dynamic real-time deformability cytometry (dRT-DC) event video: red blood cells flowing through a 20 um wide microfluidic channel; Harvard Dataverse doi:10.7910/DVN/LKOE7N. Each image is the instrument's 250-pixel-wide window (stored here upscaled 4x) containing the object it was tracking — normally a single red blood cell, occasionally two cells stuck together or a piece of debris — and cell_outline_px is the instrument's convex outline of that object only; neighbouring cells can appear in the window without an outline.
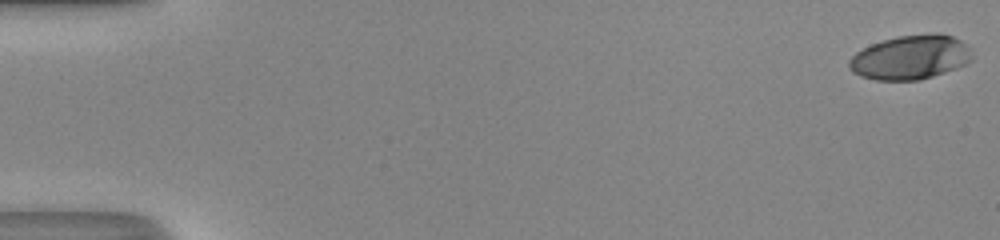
{"species": "human", "species_latin": "Homo sapiens", "temperature_condition": "room temperature", "stored_images_in_passage": 51, "camera_frame_rate_fps": 3000, "um_per_image_px": 0.085, "donor": {"sex": "male"}, "frame": {"image": 1, "passage_image": 1, "time_ms": 0.0, "image_size_px": [1000, 240], "cell_outline_px": [[972, 60], [956, 68], [920, 80], [876, 80], [860, 76], [852, 72], [848, 64], [848, 60], [856, 52], [872, 44], [896, 36], [932, 32], [940, 32], [952, 36], [968, 44]], "centroid_in_image_um": [77.39, 4.86], "position_along_channel_um": 7.6, "area_um2": 31.85}}
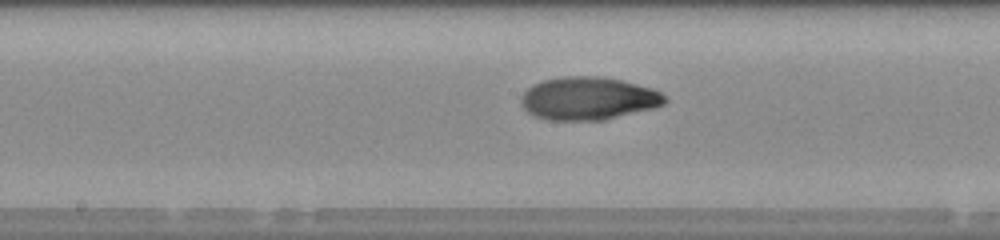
{"frame": {"image": 2, "passage_image": 28, "time_ms": 9.0, "image_size_px": [1000, 240], "cell_outline_px": [[668, 100], [664, 104], [656, 108], [604, 120], [548, 120], [536, 116], [528, 112], [524, 108], [520, 100], [520, 96], [532, 84], [544, 80], [564, 76], [596, 76], [620, 80], [652, 88], [660, 92]], "centroid_in_image_um": [50.01, 8.37], "position_along_channel_um": 198.2, "area_um2": 36.01}}
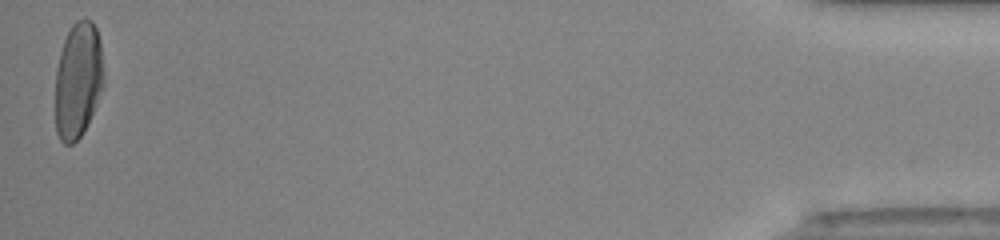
{"frame": {"image": 3, "passage_image": 51, "time_ms": 16.667, "image_size_px": [1000, 240], "cell_outline_px": [[104, 84], [88, 124], [80, 136], [72, 144], [64, 144], [60, 140], [56, 132], [56, 68], [60, 52], [64, 40], [72, 24], [76, 20], [92, 20], [96, 28], [100, 40], [104, 72]], "centroid_in_image_um": [6.64, 6.81], "position_along_channel_um": 428.6, "area_um2": 32.83}, "authors_computed_cell_mechanics": {"area_um2": 33.3506, "velocity_mm_per_s": 4.2164, "shape_relaxation_time_tau1_ms": 4.4263, "shape_relaxation_time_tau2_ms": 2.1603, "deformation_change_tau1": 0.2344, "deformation_change_tau2": 0.0622}}